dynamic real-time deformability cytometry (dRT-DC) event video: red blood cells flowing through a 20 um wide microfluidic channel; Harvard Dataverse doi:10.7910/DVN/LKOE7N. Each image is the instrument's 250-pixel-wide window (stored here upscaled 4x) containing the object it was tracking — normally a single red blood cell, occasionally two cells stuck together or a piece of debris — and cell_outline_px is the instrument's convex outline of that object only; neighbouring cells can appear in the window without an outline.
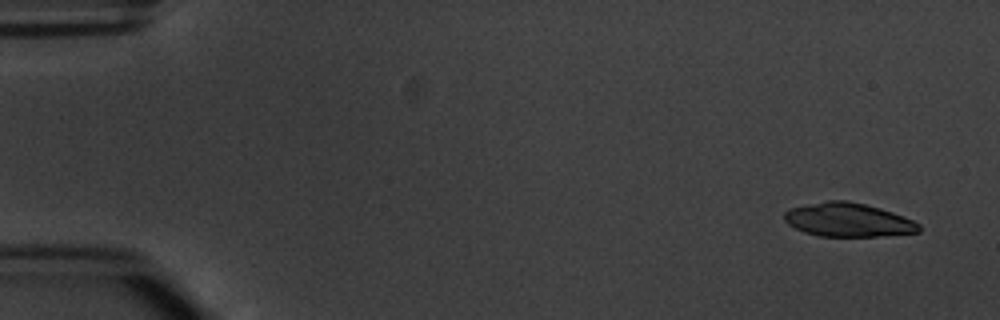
{"species": "common noctule bat (a hibernating species)", "species_latin": "Nyctalus noctula", "temperature_condition": "warm", "stored_images_in_passage": 4, "camera_frame_rate_fps": 3000, "um_per_image_px": 0.085, "animal": {"sex": "male", "body_mass_g": 20.1, "forearm_length_mm": 53.5}, "frame": {"image": 1, "passage_image": 1, "time_ms": 0.0, "image_size_px": [1000, 320], "cell_outline_px": [[920, 232], [880, 236], [820, 236], [804, 232], [788, 224], [784, 220], [784, 212], [788, 208], [828, 200], [848, 200], [880, 208], [904, 216], [920, 224]], "centroid_in_image_um": [72.08, 18.68], "position_along_channel_um": 12.9, "area_um2": 26.47}}